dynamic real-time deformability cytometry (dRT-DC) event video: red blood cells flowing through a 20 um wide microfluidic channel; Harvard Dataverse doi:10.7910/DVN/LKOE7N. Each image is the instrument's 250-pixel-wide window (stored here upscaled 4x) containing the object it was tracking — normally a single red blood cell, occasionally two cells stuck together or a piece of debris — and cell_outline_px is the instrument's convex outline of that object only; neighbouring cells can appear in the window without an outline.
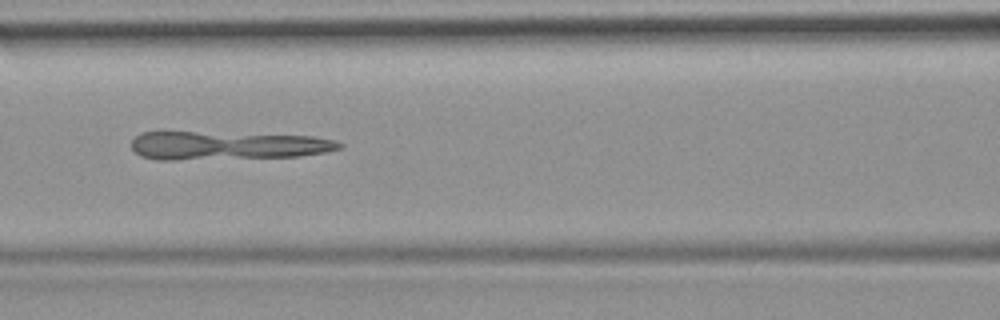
{"species": "common noctule bat (a hibernating species)", "species_latin": "Nyctalus noctula", "temperature_condition": "room temperature", "stored_images_in_passage": 50, "camera_frame_rate_fps": 3000, "um_per_image_px": 0.085, "animal": {"sex": "female", "body_mass_g": 19.9}, "frame": {"image": 1, "passage_image": 22, "time_ms": 7.0, "image_size_px": [1000, 320], "cell_outline_px": [[344, 148], [328, 152], [300, 156], [176, 160], [156, 160], [140, 156], [132, 148], [132, 140], [140, 132], [196, 132], [312, 136], [336, 140], [344, 144]], "centroid_in_image_um": [19.34, 12.38], "position_along_channel_um": 147.3, "area_um2": 34.51}}